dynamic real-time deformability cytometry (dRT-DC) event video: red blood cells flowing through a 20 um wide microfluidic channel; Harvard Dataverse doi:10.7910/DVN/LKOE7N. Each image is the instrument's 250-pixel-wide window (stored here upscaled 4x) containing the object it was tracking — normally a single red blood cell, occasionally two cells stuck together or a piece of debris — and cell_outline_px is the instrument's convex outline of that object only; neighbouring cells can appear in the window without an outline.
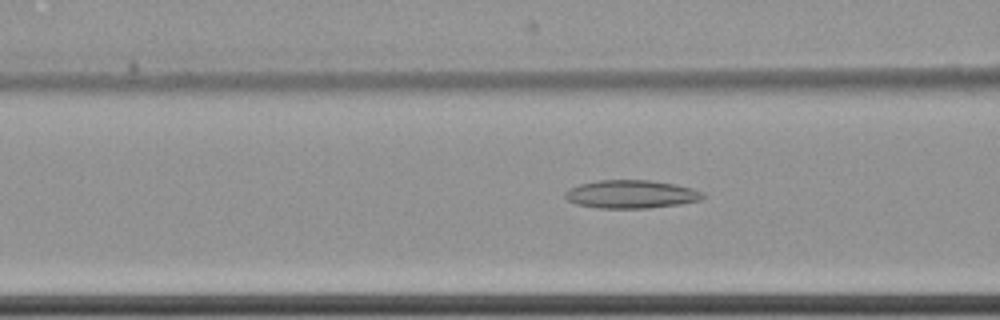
{"species": "common noctule bat (a hibernating species)", "species_latin": "Nyctalus noctula", "temperature_condition": "cold", "stored_images_in_passage": 48, "camera_frame_rate_fps": 3000, "um_per_image_px": 0.085, "animal": {"sex": "female", "body_mass_g": 22.7, "forearm_length_mm": 54.2}, "frame": {"image": 1, "passage_image": 16, "time_ms": 5.0, "image_size_px": [1000, 320], "cell_outline_px": [[708, 196], [700, 200], [680, 204], [648, 208], [596, 208], [576, 204], [568, 200], [564, 196], [564, 192], [580, 184], [596, 180], [652, 180], [676, 184], [692, 188], [704, 192]], "centroid_in_image_um": [53.69, 16.5], "position_along_channel_um": 112.9, "area_um2": 22.83}}
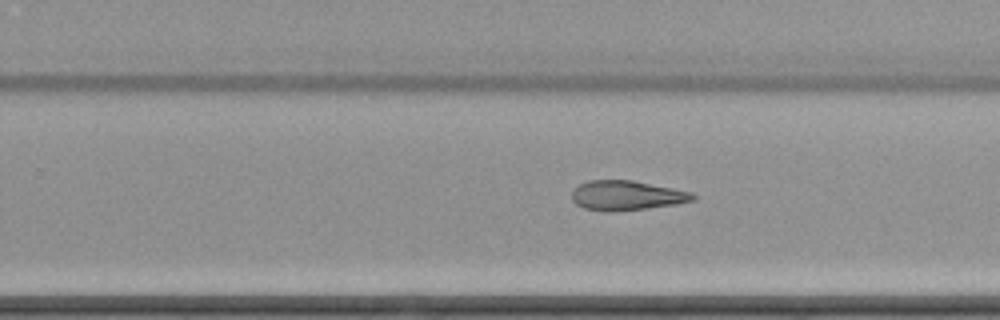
{"frame": {"image": 2, "passage_image": 30, "time_ms": 9.667, "image_size_px": [1000, 320], "cell_outline_px": [[696, 200], [676, 204], [648, 208], [616, 212], [604, 212], [584, 208], [576, 204], [572, 200], [572, 192], [580, 184], [588, 180], [632, 180], [692, 192], [696, 196]], "centroid_in_image_um": [53.26, 16.63], "position_along_channel_um": 276.5, "area_um2": 21.04}}
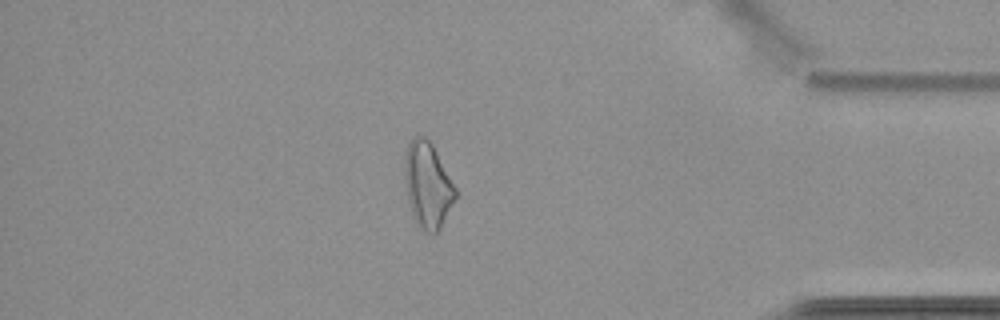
{"frame": {"image": 3, "passage_image": 43, "time_ms": 14.0, "image_size_px": [1000, 320], "cell_outline_px": [[456, 196], [440, 228], [436, 232], [428, 232], [420, 228], [416, 224], [408, 204], [404, 180], [404, 160], [408, 144], [416, 136], [424, 136], [432, 144], [456, 188]], "centroid_in_image_um": [36.32, 15.73], "position_along_channel_um": 398.9, "area_um2": 25.09}}